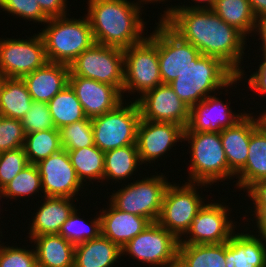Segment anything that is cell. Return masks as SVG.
I'll use <instances>...</instances> for the list:
<instances>
[{
    "instance_id": "obj_1",
    "label": "cell",
    "mask_w": 266,
    "mask_h": 267,
    "mask_svg": "<svg viewBox=\"0 0 266 267\" xmlns=\"http://www.w3.org/2000/svg\"><path fill=\"white\" fill-rule=\"evenodd\" d=\"M161 16L176 34L190 42L202 55L221 59L240 80H246L241 63L248 39L237 28L223 21L212 9L168 7Z\"/></svg>"
},
{
    "instance_id": "obj_2",
    "label": "cell",
    "mask_w": 266,
    "mask_h": 267,
    "mask_svg": "<svg viewBox=\"0 0 266 267\" xmlns=\"http://www.w3.org/2000/svg\"><path fill=\"white\" fill-rule=\"evenodd\" d=\"M87 4L85 15L95 43L124 50L146 37L141 13L144 4L139 0H88Z\"/></svg>"
},
{
    "instance_id": "obj_3",
    "label": "cell",
    "mask_w": 266,
    "mask_h": 267,
    "mask_svg": "<svg viewBox=\"0 0 266 267\" xmlns=\"http://www.w3.org/2000/svg\"><path fill=\"white\" fill-rule=\"evenodd\" d=\"M240 80L221 59L200 54L175 80L169 83L190 108L216 91L233 89ZM234 84V85H233Z\"/></svg>"
},
{
    "instance_id": "obj_4",
    "label": "cell",
    "mask_w": 266,
    "mask_h": 267,
    "mask_svg": "<svg viewBox=\"0 0 266 267\" xmlns=\"http://www.w3.org/2000/svg\"><path fill=\"white\" fill-rule=\"evenodd\" d=\"M69 15L50 18L41 32L48 62L70 65L94 43L88 17L68 18ZM85 17V18H84Z\"/></svg>"
},
{
    "instance_id": "obj_5",
    "label": "cell",
    "mask_w": 266,
    "mask_h": 267,
    "mask_svg": "<svg viewBox=\"0 0 266 267\" xmlns=\"http://www.w3.org/2000/svg\"><path fill=\"white\" fill-rule=\"evenodd\" d=\"M183 141L191 145L188 182L214 185L234 179L229 170L225 151L218 132H184ZM234 177V178H233ZM221 180V181H220Z\"/></svg>"
},
{
    "instance_id": "obj_6",
    "label": "cell",
    "mask_w": 266,
    "mask_h": 267,
    "mask_svg": "<svg viewBox=\"0 0 266 267\" xmlns=\"http://www.w3.org/2000/svg\"><path fill=\"white\" fill-rule=\"evenodd\" d=\"M155 30L124 52V81L122 94L140 97L147 91L163 84L158 58V23ZM136 92V93H135Z\"/></svg>"
},
{
    "instance_id": "obj_7",
    "label": "cell",
    "mask_w": 266,
    "mask_h": 267,
    "mask_svg": "<svg viewBox=\"0 0 266 267\" xmlns=\"http://www.w3.org/2000/svg\"><path fill=\"white\" fill-rule=\"evenodd\" d=\"M164 173L151 175L124 184L110 195L109 202L118 210L139 215L157 222L160 215L165 191L170 184ZM116 191V192H115Z\"/></svg>"
},
{
    "instance_id": "obj_8",
    "label": "cell",
    "mask_w": 266,
    "mask_h": 267,
    "mask_svg": "<svg viewBox=\"0 0 266 267\" xmlns=\"http://www.w3.org/2000/svg\"><path fill=\"white\" fill-rule=\"evenodd\" d=\"M199 187L203 189L209 185L185 182L181 186L176 182H170L165 191L157 223L171 232L178 240L186 234L194 216L205 204L206 199L199 195Z\"/></svg>"
},
{
    "instance_id": "obj_9",
    "label": "cell",
    "mask_w": 266,
    "mask_h": 267,
    "mask_svg": "<svg viewBox=\"0 0 266 267\" xmlns=\"http://www.w3.org/2000/svg\"><path fill=\"white\" fill-rule=\"evenodd\" d=\"M134 98L127 103L124 100L113 110L91 118L94 145L103 152L136 144L141 116Z\"/></svg>"
},
{
    "instance_id": "obj_10",
    "label": "cell",
    "mask_w": 266,
    "mask_h": 267,
    "mask_svg": "<svg viewBox=\"0 0 266 267\" xmlns=\"http://www.w3.org/2000/svg\"><path fill=\"white\" fill-rule=\"evenodd\" d=\"M179 240L157 222H151L140 234L121 248L123 255L152 267H177Z\"/></svg>"
},
{
    "instance_id": "obj_11",
    "label": "cell",
    "mask_w": 266,
    "mask_h": 267,
    "mask_svg": "<svg viewBox=\"0 0 266 267\" xmlns=\"http://www.w3.org/2000/svg\"><path fill=\"white\" fill-rule=\"evenodd\" d=\"M70 74L93 79L117 87L121 92L124 81L123 49L94 43L70 65Z\"/></svg>"
},
{
    "instance_id": "obj_12",
    "label": "cell",
    "mask_w": 266,
    "mask_h": 267,
    "mask_svg": "<svg viewBox=\"0 0 266 267\" xmlns=\"http://www.w3.org/2000/svg\"><path fill=\"white\" fill-rule=\"evenodd\" d=\"M48 62L41 35L27 39L0 38V74L6 78H22Z\"/></svg>"
},
{
    "instance_id": "obj_13",
    "label": "cell",
    "mask_w": 266,
    "mask_h": 267,
    "mask_svg": "<svg viewBox=\"0 0 266 267\" xmlns=\"http://www.w3.org/2000/svg\"><path fill=\"white\" fill-rule=\"evenodd\" d=\"M225 205H224V204ZM230 207L225 202H209L194 216L189 230L179 244H221L233 236L236 222L230 219ZM235 228V229H234ZM189 234V235H188ZM185 238V239H184Z\"/></svg>"
},
{
    "instance_id": "obj_14",
    "label": "cell",
    "mask_w": 266,
    "mask_h": 267,
    "mask_svg": "<svg viewBox=\"0 0 266 267\" xmlns=\"http://www.w3.org/2000/svg\"><path fill=\"white\" fill-rule=\"evenodd\" d=\"M200 51L183 40L161 18L158 22V58L163 84L176 79L199 55Z\"/></svg>"
},
{
    "instance_id": "obj_15",
    "label": "cell",
    "mask_w": 266,
    "mask_h": 267,
    "mask_svg": "<svg viewBox=\"0 0 266 267\" xmlns=\"http://www.w3.org/2000/svg\"><path fill=\"white\" fill-rule=\"evenodd\" d=\"M135 101L140 110L141 119L154 122H172L187 127L190 107L185 104L169 84H161Z\"/></svg>"
},
{
    "instance_id": "obj_16",
    "label": "cell",
    "mask_w": 266,
    "mask_h": 267,
    "mask_svg": "<svg viewBox=\"0 0 266 267\" xmlns=\"http://www.w3.org/2000/svg\"><path fill=\"white\" fill-rule=\"evenodd\" d=\"M42 181L43 196L77 199L85 185L78 179L69 154L61 149L36 164ZM76 197V198H75Z\"/></svg>"
},
{
    "instance_id": "obj_17",
    "label": "cell",
    "mask_w": 266,
    "mask_h": 267,
    "mask_svg": "<svg viewBox=\"0 0 266 267\" xmlns=\"http://www.w3.org/2000/svg\"><path fill=\"white\" fill-rule=\"evenodd\" d=\"M183 133L184 128L176 123L140 119L136 145L141 164H155V160L165 157L177 142L182 143Z\"/></svg>"
},
{
    "instance_id": "obj_18",
    "label": "cell",
    "mask_w": 266,
    "mask_h": 267,
    "mask_svg": "<svg viewBox=\"0 0 266 267\" xmlns=\"http://www.w3.org/2000/svg\"><path fill=\"white\" fill-rule=\"evenodd\" d=\"M69 85L88 118L103 115L126 100L117 87L93 79L69 75Z\"/></svg>"
},
{
    "instance_id": "obj_19",
    "label": "cell",
    "mask_w": 266,
    "mask_h": 267,
    "mask_svg": "<svg viewBox=\"0 0 266 267\" xmlns=\"http://www.w3.org/2000/svg\"><path fill=\"white\" fill-rule=\"evenodd\" d=\"M210 95L190 108V116L184 132H218L234 126L245 115L234 113L230 103L221 101L219 97Z\"/></svg>"
},
{
    "instance_id": "obj_20",
    "label": "cell",
    "mask_w": 266,
    "mask_h": 267,
    "mask_svg": "<svg viewBox=\"0 0 266 267\" xmlns=\"http://www.w3.org/2000/svg\"><path fill=\"white\" fill-rule=\"evenodd\" d=\"M260 123V115L255 118L253 113L249 112L234 126L220 132L229 170L235 176L245 167L251 133Z\"/></svg>"
},
{
    "instance_id": "obj_21",
    "label": "cell",
    "mask_w": 266,
    "mask_h": 267,
    "mask_svg": "<svg viewBox=\"0 0 266 267\" xmlns=\"http://www.w3.org/2000/svg\"><path fill=\"white\" fill-rule=\"evenodd\" d=\"M246 229L225 242L226 267H266V239Z\"/></svg>"
},
{
    "instance_id": "obj_22",
    "label": "cell",
    "mask_w": 266,
    "mask_h": 267,
    "mask_svg": "<svg viewBox=\"0 0 266 267\" xmlns=\"http://www.w3.org/2000/svg\"><path fill=\"white\" fill-rule=\"evenodd\" d=\"M69 66L47 62L22 80L27 86L33 101L48 103L56 94L69 84Z\"/></svg>"
},
{
    "instance_id": "obj_23",
    "label": "cell",
    "mask_w": 266,
    "mask_h": 267,
    "mask_svg": "<svg viewBox=\"0 0 266 267\" xmlns=\"http://www.w3.org/2000/svg\"><path fill=\"white\" fill-rule=\"evenodd\" d=\"M107 205H109L108 208L99 211L101 213V234L120 248L151 223L145 217L116 209L110 202Z\"/></svg>"
},
{
    "instance_id": "obj_24",
    "label": "cell",
    "mask_w": 266,
    "mask_h": 267,
    "mask_svg": "<svg viewBox=\"0 0 266 267\" xmlns=\"http://www.w3.org/2000/svg\"><path fill=\"white\" fill-rule=\"evenodd\" d=\"M43 203L38 207L27 233L29 240L44 234H59L62 224L75 208L74 198L43 196ZM74 202V203H73Z\"/></svg>"
},
{
    "instance_id": "obj_25",
    "label": "cell",
    "mask_w": 266,
    "mask_h": 267,
    "mask_svg": "<svg viewBox=\"0 0 266 267\" xmlns=\"http://www.w3.org/2000/svg\"><path fill=\"white\" fill-rule=\"evenodd\" d=\"M37 267H74L75 246L59 234H44L31 240Z\"/></svg>"
},
{
    "instance_id": "obj_26",
    "label": "cell",
    "mask_w": 266,
    "mask_h": 267,
    "mask_svg": "<svg viewBox=\"0 0 266 267\" xmlns=\"http://www.w3.org/2000/svg\"><path fill=\"white\" fill-rule=\"evenodd\" d=\"M245 167L235 176L236 188L243 190L266 179V126L261 122L251 133Z\"/></svg>"
},
{
    "instance_id": "obj_27",
    "label": "cell",
    "mask_w": 266,
    "mask_h": 267,
    "mask_svg": "<svg viewBox=\"0 0 266 267\" xmlns=\"http://www.w3.org/2000/svg\"><path fill=\"white\" fill-rule=\"evenodd\" d=\"M121 257V248L100 234L75 246L74 267H113Z\"/></svg>"
},
{
    "instance_id": "obj_28",
    "label": "cell",
    "mask_w": 266,
    "mask_h": 267,
    "mask_svg": "<svg viewBox=\"0 0 266 267\" xmlns=\"http://www.w3.org/2000/svg\"><path fill=\"white\" fill-rule=\"evenodd\" d=\"M177 267H226L225 243L179 244Z\"/></svg>"
},
{
    "instance_id": "obj_29",
    "label": "cell",
    "mask_w": 266,
    "mask_h": 267,
    "mask_svg": "<svg viewBox=\"0 0 266 267\" xmlns=\"http://www.w3.org/2000/svg\"><path fill=\"white\" fill-rule=\"evenodd\" d=\"M104 159V180L107 183L109 180L115 183L120 180L119 183H122V180L130 179L138 169L140 170L138 166L142 165L136 144L104 152Z\"/></svg>"
},
{
    "instance_id": "obj_30",
    "label": "cell",
    "mask_w": 266,
    "mask_h": 267,
    "mask_svg": "<svg viewBox=\"0 0 266 267\" xmlns=\"http://www.w3.org/2000/svg\"><path fill=\"white\" fill-rule=\"evenodd\" d=\"M71 160V164L75 169L78 179L83 185H87V181L104 182V152L96 145L84 147L81 149L67 151ZM88 179V180H87ZM86 183V184H84Z\"/></svg>"
},
{
    "instance_id": "obj_31",
    "label": "cell",
    "mask_w": 266,
    "mask_h": 267,
    "mask_svg": "<svg viewBox=\"0 0 266 267\" xmlns=\"http://www.w3.org/2000/svg\"><path fill=\"white\" fill-rule=\"evenodd\" d=\"M33 100L22 78L4 77L0 97V115L21 120Z\"/></svg>"
},
{
    "instance_id": "obj_32",
    "label": "cell",
    "mask_w": 266,
    "mask_h": 267,
    "mask_svg": "<svg viewBox=\"0 0 266 267\" xmlns=\"http://www.w3.org/2000/svg\"><path fill=\"white\" fill-rule=\"evenodd\" d=\"M223 21L237 28L249 39L257 22L249 0H216L212 9ZM248 35V36H247Z\"/></svg>"
},
{
    "instance_id": "obj_33",
    "label": "cell",
    "mask_w": 266,
    "mask_h": 267,
    "mask_svg": "<svg viewBox=\"0 0 266 267\" xmlns=\"http://www.w3.org/2000/svg\"><path fill=\"white\" fill-rule=\"evenodd\" d=\"M48 107L56 129L86 118L81 103L69 84L48 102Z\"/></svg>"
},
{
    "instance_id": "obj_34",
    "label": "cell",
    "mask_w": 266,
    "mask_h": 267,
    "mask_svg": "<svg viewBox=\"0 0 266 267\" xmlns=\"http://www.w3.org/2000/svg\"><path fill=\"white\" fill-rule=\"evenodd\" d=\"M29 164H37L62 149L60 130L50 129L26 134L23 145Z\"/></svg>"
},
{
    "instance_id": "obj_35",
    "label": "cell",
    "mask_w": 266,
    "mask_h": 267,
    "mask_svg": "<svg viewBox=\"0 0 266 267\" xmlns=\"http://www.w3.org/2000/svg\"><path fill=\"white\" fill-rule=\"evenodd\" d=\"M77 211L78 209L75 208L69 218L62 224L59 231V235L74 246L97 238L101 234L100 213H97L94 219L91 218V221H84V218H80Z\"/></svg>"
},
{
    "instance_id": "obj_36",
    "label": "cell",
    "mask_w": 266,
    "mask_h": 267,
    "mask_svg": "<svg viewBox=\"0 0 266 267\" xmlns=\"http://www.w3.org/2000/svg\"><path fill=\"white\" fill-rule=\"evenodd\" d=\"M41 191L42 181L36 164H28L12 181L4 188L3 193L6 200L21 197L34 196Z\"/></svg>"
},
{
    "instance_id": "obj_37",
    "label": "cell",
    "mask_w": 266,
    "mask_h": 267,
    "mask_svg": "<svg viewBox=\"0 0 266 267\" xmlns=\"http://www.w3.org/2000/svg\"><path fill=\"white\" fill-rule=\"evenodd\" d=\"M60 130L62 149L69 151L94 145L91 118L63 126Z\"/></svg>"
},
{
    "instance_id": "obj_38",
    "label": "cell",
    "mask_w": 266,
    "mask_h": 267,
    "mask_svg": "<svg viewBox=\"0 0 266 267\" xmlns=\"http://www.w3.org/2000/svg\"><path fill=\"white\" fill-rule=\"evenodd\" d=\"M0 8L12 16L34 23L44 24L50 19L40 8L36 0H0ZM43 22V23H42Z\"/></svg>"
},
{
    "instance_id": "obj_39",
    "label": "cell",
    "mask_w": 266,
    "mask_h": 267,
    "mask_svg": "<svg viewBox=\"0 0 266 267\" xmlns=\"http://www.w3.org/2000/svg\"><path fill=\"white\" fill-rule=\"evenodd\" d=\"M28 164L23 147L0 153V188L9 184Z\"/></svg>"
},
{
    "instance_id": "obj_40",
    "label": "cell",
    "mask_w": 266,
    "mask_h": 267,
    "mask_svg": "<svg viewBox=\"0 0 266 267\" xmlns=\"http://www.w3.org/2000/svg\"><path fill=\"white\" fill-rule=\"evenodd\" d=\"M25 134L55 129L48 103L33 101L21 119Z\"/></svg>"
},
{
    "instance_id": "obj_41",
    "label": "cell",
    "mask_w": 266,
    "mask_h": 267,
    "mask_svg": "<svg viewBox=\"0 0 266 267\" xmlns=\"http://www.w3.org/2000/svg\"><path fill=\"white\" fill-rule=\"evenodd\" d=\"M25 137L21 120L0 115V153L23 147Z\"/></svg>"
},
{
    "instance_id": "obj_42",
    "label": "cell",
    "mask_w": 266,
    "mask_h": 267,
    "mask_svg": "<svg viewBox=\"0 0 266 267\" xmlns=\"http://www.w3.org/2000/svg\"><path fill=\"white\" fill-rule=\"evenodd\" d=\"M33 249L16 246H0V267H37L36 253Z\"/></svg>"
},
{
    "instance_id": "obj_43",
    "label": "cell",
    "mask_w": 266,
    "mask_h": 267,
    "mask_svg": "<svg viewBox=\"0 0 266 267\" xmlns=\"http://www.w3.org/2000/svg\"><path fill=\"white\" fill-rule=\"evenodd\" d=\"M246 194H248V197L251 201H253L252 204H254L253 211L252 208L250 214L253 216L254 219H256L263 211H266V179H261L253 184H251L246 189Z\"/></svg>"
},
{
    "instance_id": "obj_44",
    "label": "cell",
    "mask_w": 266,
    "mask_h": 267,
    "mask_svg": "<svg viewBox=\"0 0 266 267\" xmlns=\"http://www.w3.org/2000/svg\"><path fill=\"white\" fill-rule=\"evenodd\" d=\"M262 62H259V68L256 69V72H253L248 81V88H251L252 91L266 96V56H263Z\"/></svg>"
},
{
    "instance_id": "obj_45",
    "label": "cell",
    "mask_w": 266,
    "mask_h": 267,
    "mask_svg": "<svg viewBox=\"0 0 266 267\" xmlns=\"http://www.w3.org/2000/svg\"><path fill=\"white\" fill-rule=\"evenodd\" d=\"M36 2L49 18L69 15L67 0H36Z\"/></svg>"
},
{
    "instance_id": "obj_46",
    "label": "cell",
    "mask_w": 266,
    "mask_h": 267,
    "mask_svg": "<svg viewBox=\"0 0 266 267\" xmlns=\"http://www.w3.org/2000/svg\"><path fill=\"white\" fill-rule=\"evenodd\" d=\"M256 32V33H255ZM254 33L259 35V39L261 40V46L259 47L262 50L261 52L263 53L261 56H266V17L260 18L257 20L256 25H255V30Z\"/></svg>"
},
{
    "instance_id": "obj_47",
    "label": "cell",
    "mask_w": 266,
    "mask_h": 267,
    "mask_svg": "<svg viewBox=\"0 0 266 267\" xmlns=\"http://www.w3.org/2000/svg\"><path fill=\"white\" fill-rule=\"evenodd\" d=\"M191 1H193L195 3V5L189 4V6H188L186 3V6H185V4L180 5V6L179 5H177V6L171 5L170 8H186V9L205 10V9H213V7L216 3V0H191Z\"/></svg>"
},
{
    "instance_id": "obj_48",
    "label": "cell",
    "mask_w": 266,
    "mask_h": 267,
    "mask_svg": "<svg viewBox=\"0 0 266 267\" xmlns=\"http://www.w3.org/2000/svg\"><path fill=\"white\" fill-rule=\"evenodd\" d=\"M249 2L257 20L266 17V0H249Z\"/></svg>"
},
{
    "instance_id": "obj_49",
    "label": "cell",
    "mask_w": 266,
    "mask_h": 267,
    "mask_svg": "<svg viewBox=\"0 0 266 267\" xmlns=\"http://www.w3.org/2000/svg\"><path fill=\"white\" fill-rule=\"evenodd\" d=\"M254 228H257L256 231L259 235L266 239V211H263L253 222ZM256 226V227H255Z\"/></svg>"
},
{
    "instance_id": "obj_50",
    "label": "cell",
    "mask_w": 266,
    "mask_h": 267,
    "mask_svg": "<svg viewBox=\"0 0 266 267\" xmlns=\"http://www.w3.org/2000/svg\"><path fill=\"white\" fill-rule=\"evenodd\" d=\"M140 2H143L144 4H146L147 5V3L149 4V3H156V2H165V1H167V0H139Z\"/></svg>"
},
{
    "instance_id": "obj_51",
    "label": "cell",
    "mask_w": 266,
    "mask_h": 267,
    "mask_svg": "<svg viewBox=\"0 0 266 267\" xmlns=\"http://www.w3.org/2000/svg\"><path fill=\"white\" fill-rule=\"evenodd\" d=\"M261 122L266 126V110L260 114Z\"/></svg>"
},
{
    "instance_id": "obj_52",
    "label": "cell",
    "mask_w": 266,
    "mask_h": 267,
    "mask_svg": "<svg viewBox=\"0 0 266 267\" xmlns=\"http://www.w3.org/2000/svg\"><path fill=\"white\" fill-rule=\"evenodd\" d=\"M3 86H4V76L0 74V97H1Z\"/></svg>"
},
{
    "instance_id": "obj_53",
    "label": "cell",
    "mask_w": 266,
    "mask_h": 267,
    "mask_svg": "<svg viewBox=\"0 0 266 267\" xmlns=\"http://www.w3.org/2000/svg\"><path fill=\"white\" fill-rule=\"evenodd\" d=\"M0 197L5 199L4 193H3V189L0 188ZM2 198H0V200L2 201Z\"/></svg>"
},
{
    "instance_id": "obj_54",
    "label": "cell",
    "mask_w": 266,
    "mask_h": 267,
    "mask_svg": "<svg viewBox=\"0 0 266 267\" xmlns=\"http://www.w3.org/2000/svg\"><path fill=\"white\" fill-rule=\"evenodd\" d=\"M0 234H1L0 236L2 237V236H3V235H2V231H0ZM0 243H2L1 240H0ZM0 246H1V244H0Z\"/></svg>"
}]
</instances>
